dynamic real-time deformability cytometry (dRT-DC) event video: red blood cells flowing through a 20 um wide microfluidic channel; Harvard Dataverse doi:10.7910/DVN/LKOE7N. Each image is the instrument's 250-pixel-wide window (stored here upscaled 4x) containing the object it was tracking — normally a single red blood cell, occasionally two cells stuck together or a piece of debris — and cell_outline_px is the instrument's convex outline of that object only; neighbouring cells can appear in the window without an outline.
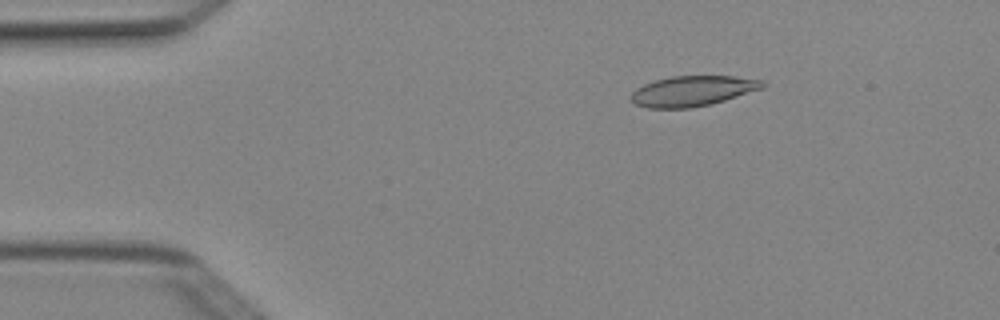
{"species": "Egyptian fruit bat (a non-hibernating species)", "species_latin": "Rousettus aegyptiacus", "temperature_condition": "cold", "stored_images_in_passage": 5, "camera_frame_rate_fps": 3000, "um_per_image_px": 0.085, "animal": {"sex": "female"}, "frame": {"image": 1, "passage_image": 2, "time_ms": 0.333, "image_size_px": [1000, 320], "cell_outline_px": [[764, 88], [712, 104], [692, 108], [648, 108], [636, 104], [632, 100], [632, 92], [636, 88], [644, 84], [656, 80], [672, 76], [732, 76], [764, 80]], "centroid_in_image_um": [58.89, 7.73], "position_along_channel_um": 26.1, "area_um2": 23.18}}
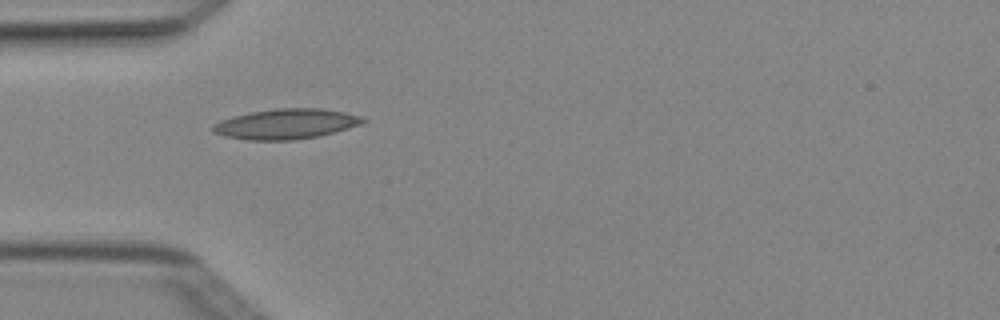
{"frame": {"image": 2, "passage_image": 4, "time_ms": 1.0, "image_size_px": [1000, 320], "cell_outline_px": [[368, 120], [360, 124], [348, 128], [320, 136], [292, 140], [248, 140], [224, 136], [212, 132], [212, 124], [220, 120], [232, 116], [252, 112], [276, 108], [320, 108], [344, 112], [364, 116]], "centroid_in_image_um": [24.31, 10.53], "position_along_channel_um": 60.7, "area_um2": 26.53}}
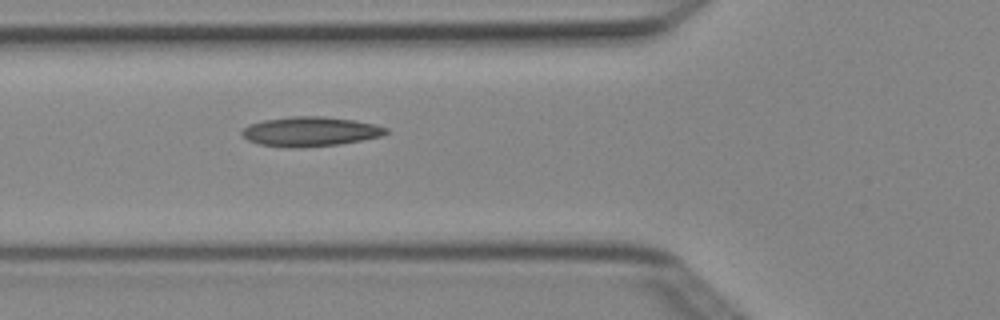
{"frame": {"image": 3, "passage_image": 5, "time_ms": 1.333, "image_size_px": [1000, 320], "cell_outline_px": [[388, 132], [380, 136], [340, 144], [300, 148], [292, 148], [260, 144], [248, 140], [240, 132], [248, 124], [264, 120], [292, 116], [324, 116], [356, 120], [376, 124], [388, 128]], "centroid_in_image_um": [26.38, 11.17], "position_along_channel_um": 99.4, "area_um2": 24.85}}